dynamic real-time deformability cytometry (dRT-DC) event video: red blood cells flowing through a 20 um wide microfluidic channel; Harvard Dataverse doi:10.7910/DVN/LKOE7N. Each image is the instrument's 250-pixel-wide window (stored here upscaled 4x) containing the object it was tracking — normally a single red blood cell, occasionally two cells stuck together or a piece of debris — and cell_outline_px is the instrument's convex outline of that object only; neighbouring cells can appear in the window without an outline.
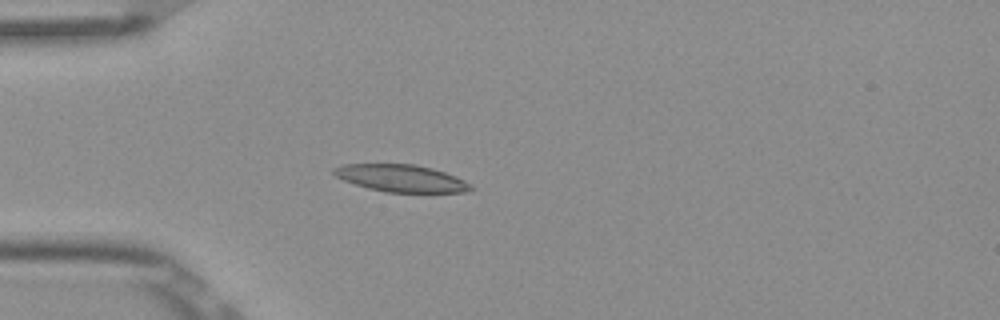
{"species": "Egyptian fruit bat (a non-hibernating species)", "species_latin": "Rousettus aegyptiacus", "temperature_condition": "room temperature", "stored_images_in_passage": 39, "camera_frame_rate_fps": 3000, "um_per_image_px": 0.085, "frame": {"image": 1, "passage_image": 1, "time_ms": 0.0, "image_size_px": [1000, 320], "cell_outline_px": [[476, 188], [464, 192], [388, 192], [368, 188], [344, 180], [336, 176], [332, 172], [332, 168], [344, 164], [416, 164], [432, 168], [456, 176], [472, 184]], "centroid_in_image_um": [34.13, 15.14], "position_along_channel_um": 50.9, "area_um2": 21.68}}
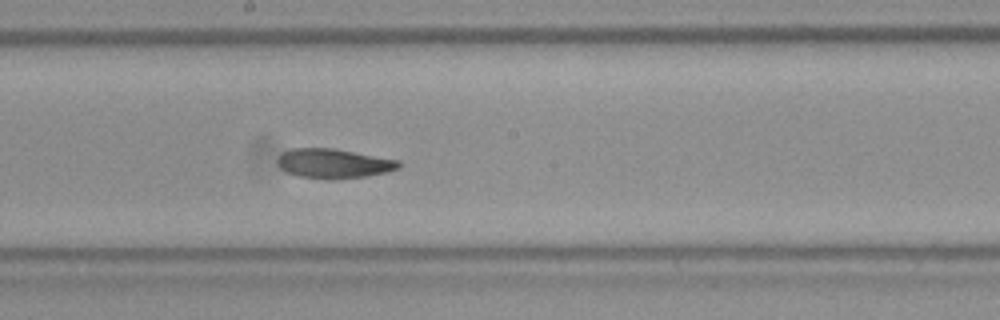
{"frame": {"image": 2, "passage_image": 15, "time_ms": 4.667, "image_size_px": [1000, 320], "cell_outline_px": [[400, 168], [388, 172], [364, 176], [332, 180], [324, 180], [300, 176], [288, 172], [280, 168], [280, 156], [284, 152], [292, 148], [332, 148], [400, 160]], "centroid_in_image_um": [28.42, 13.91], "position_along_channel_um": 219.8, "area_um2": 20.69}}
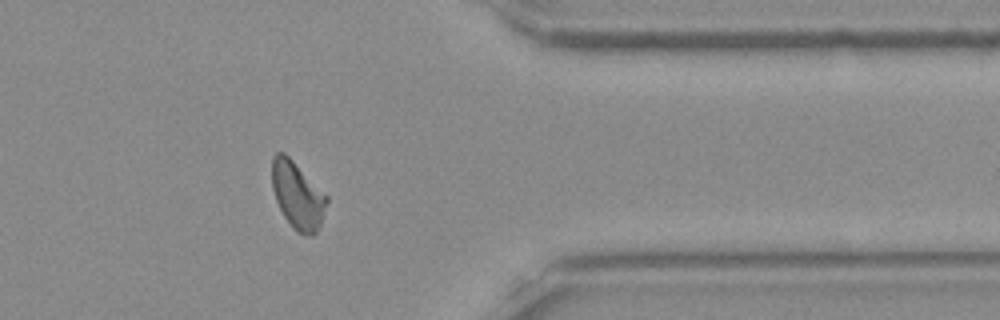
{"frame": {"image": 3, "passage_image": 29, "time_ms": 9.333, "image_size_px": [1000, 320], "cell_outline_px": [[328, 200], [320, 228], [312, 236], [304, 236], [296, 232], [284, 216], [276, 200], [272, 188], [272, 156], [276, 152], [284, 152], [328, 196]], "centroid_in_image_um": [25.3, 16.63], "position_along_channel_um": 386.1, "area_um2": 21.44}, "authors_computed_cell_mechanics": {"area_um2": 21.0392, "velocity_mm_per_s": 3.8778, "shape_relaxation_time_tau1_ms": null, "shape_relaxation_time_tau2_ms": 4.2424, "deformation_change_tau1": null, "deformation_change_tau2": 0.1111}}